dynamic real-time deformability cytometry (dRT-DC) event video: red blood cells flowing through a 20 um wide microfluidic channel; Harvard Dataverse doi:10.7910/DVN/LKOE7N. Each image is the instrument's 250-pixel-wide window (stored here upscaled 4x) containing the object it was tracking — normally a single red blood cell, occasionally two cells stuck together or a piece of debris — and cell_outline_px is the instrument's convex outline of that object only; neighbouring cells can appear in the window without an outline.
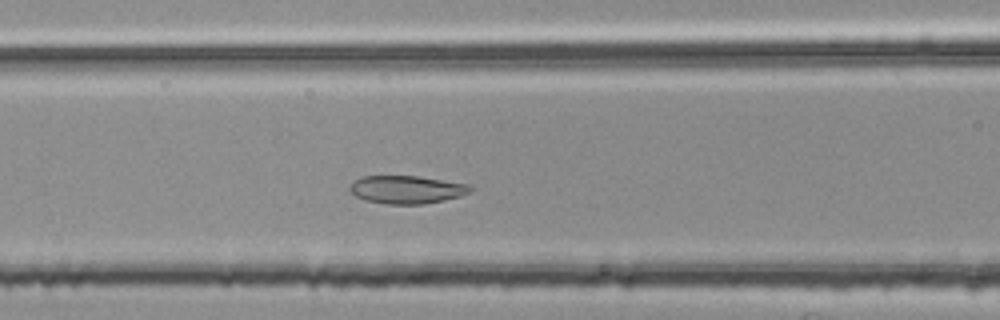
{"species": "common noctule bat (a hibernating species)", "species_latin": "Nyctalus noctula", "temperature_condition": "room temperature", "stored_images_in_passage": 40, "camera_frame_rate_fps": 3000, "um_per_image_px": 0.085, "animal": {"sex": "female", "body_mass_g": 25.1}, "frame": {"image": 1, "passage_image": 15, "time_ms": 4.667, "image_size_px": [1000, 320], "cell_outline_px": [[472, 188], [468, 192], [460, 196], [444, 200], [424, 204], [384, 204], [368, 200], [356, 196], [348, 188], [360, 176], [420, 176], [468, 184]], "centroid_in_image_um": [34.57, 16.11], "position_along_channel_um": 132.0, "area_um2": 19.48}}
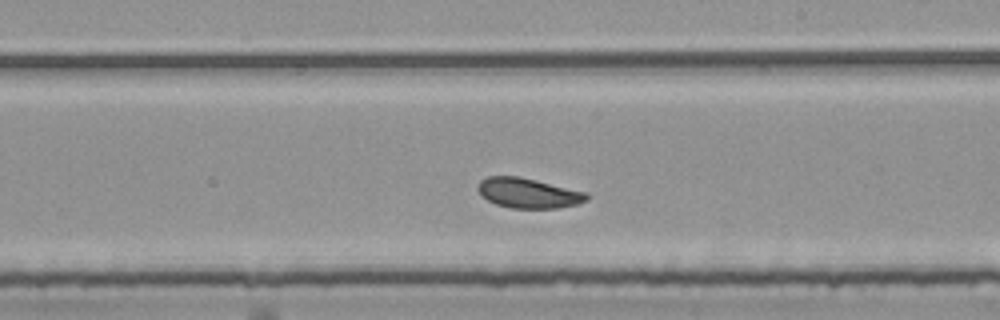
{"frame": {"image": 2, "passage_image": 24, "time_ms": 7.667, "image_size_px": [1000, 320], "cell_outline_px": [[588, 200], [576, 204], [556, 208], [512, 208], [496, 204], [480, 196], [476, 188], [480, 180], [488, 176], [520, 176], [588, 192]], "centroid_in_image_um": [44.88, 16.4], "position_along_channel_um": 244.1, "area_um2": 19.19}}
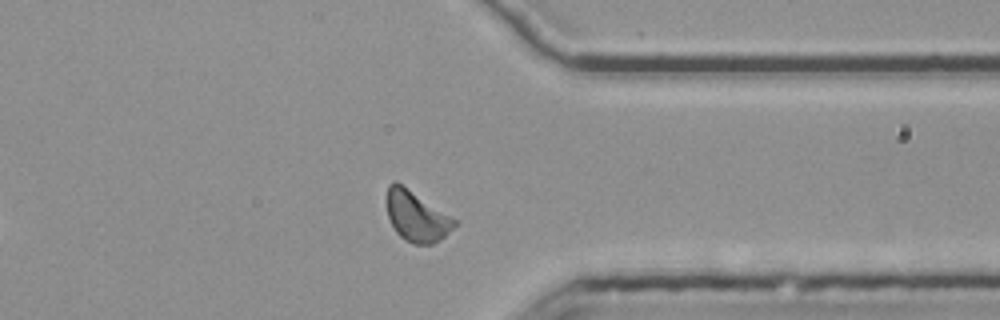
{"frame": {"image": 3, "passage_image": 35, "time_ms": 11.333, "image_size_px": [1000, 320], "cell_outline_px": [[456, 224], [440, 240], [432, 244], [412, 244], [404, 240], [396, 232], [388, 216], [384, 200], [388, 184], [396, 180], [456, 220]], "centroid_in_image_um": [35.33, 18.36], "position_along_channel_um": 376.1, "area_um2": 19.88}, "authors_computed_cell_mechanics": {"area_um2": 19.3341, "velocity_mm_per_s": 3.7585, "shape_relaxation_time_tau1_ms": 7.3888, "shape_relaxation_time_tau2_ms": 5.0692, "deformation_change_tau1": 0.1308, "deformation_change_tau2": 0.1148}}